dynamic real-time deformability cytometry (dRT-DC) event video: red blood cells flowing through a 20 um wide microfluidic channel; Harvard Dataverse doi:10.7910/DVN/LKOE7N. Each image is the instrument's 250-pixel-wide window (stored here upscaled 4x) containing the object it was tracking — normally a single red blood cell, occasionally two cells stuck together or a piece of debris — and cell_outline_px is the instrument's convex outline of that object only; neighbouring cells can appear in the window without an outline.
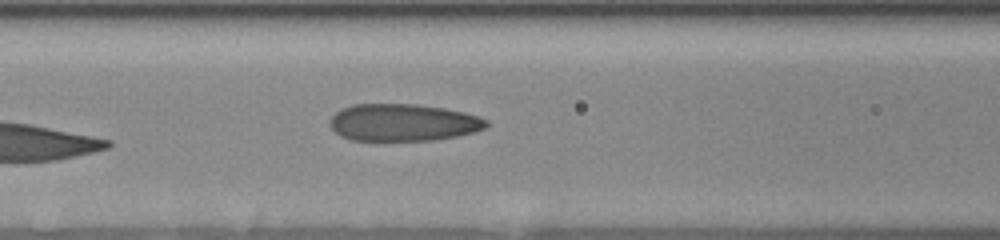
{"species": "human", "species_latin": "Homo sapiens", "temperature_condition": "room temperature", "stored_images_in_passage": 6, "camera_frame_rate_fps": 3000, "um_per_image_px": 0.085, "donor": {"sex": "female"}, "frame": {"image": 1, "passage_image": 6, "time_ms": 2.333, "image_size_px": [1000, 240], "cell_outline_px": [[488, 124], [484, 128], [472, 132], [456, 136], [432, 140], [352, 140], [340, 136], [332, 128], [332, 116], [340, 108], [352, 104], [416, 104], [444, 108], [464, 112], [488, 120]], "centroid_in_image_um": [34.25, 10.4], "position_along_channel_um": 132.4, "area_um2": 33.64}}